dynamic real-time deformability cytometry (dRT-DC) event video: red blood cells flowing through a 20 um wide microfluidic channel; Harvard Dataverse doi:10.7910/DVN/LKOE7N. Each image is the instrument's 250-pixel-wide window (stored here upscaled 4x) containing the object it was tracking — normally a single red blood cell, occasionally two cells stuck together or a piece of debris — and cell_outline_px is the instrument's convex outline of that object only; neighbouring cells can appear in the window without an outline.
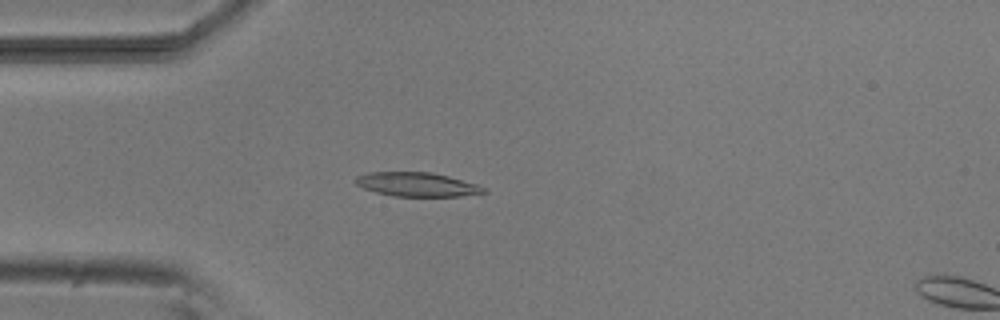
{"species": "common noctule bat (a hibernating species)", "species_latin": "Nyctalus noctula", "temperature_condition": "room temperature", "stored_images_in_passage": 5, "camera_frame_rate_fps": 3000, "um_per_image_px": 0.085, "animal": {"sex": "male", "body_mass_g": 20.5, "forearm_length_mm": 52.5}, "frame": {"image": 1, "passage_image": 4, "time_ms": 4.333, "image_size_px": [1000, 320], "cell_outline_px": [[488, 192], [460, 196], [392, 196], [376, 192], [364, 188], [356, 184], [352, 180], [356, 176], [368, 172], [432, 172], [448, 176], [476, 184], [488, 188]], "centroid_in_image_um": [35.43, 15.67], "position_along_channel_um": 49.6, "area_um2": 18.03}}